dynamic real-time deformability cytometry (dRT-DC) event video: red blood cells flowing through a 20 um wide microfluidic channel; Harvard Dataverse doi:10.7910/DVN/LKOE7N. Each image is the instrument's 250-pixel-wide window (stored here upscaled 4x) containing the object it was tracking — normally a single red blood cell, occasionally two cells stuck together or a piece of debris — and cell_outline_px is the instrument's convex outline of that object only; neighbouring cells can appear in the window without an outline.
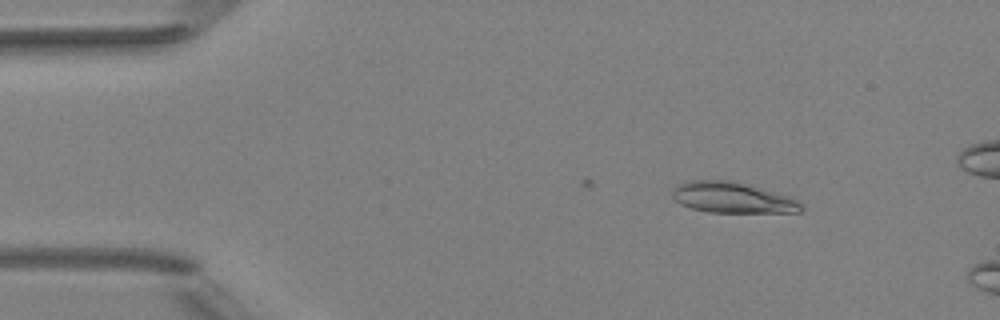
{"species": "Egyptian fruit bat (a non-hibernating species)", "species_latin": "Rousettus aegyptiacus", "temperature_condition": "room temperature", "stored_images_in_passage": 2, "camera_frame_rate_fps": 3000, "um_per_image_px": 0.085, "animal": {"sex": "female"}, "frame": {"image": 1, "passage_image": 2, "time_ms": 1.333, "image_size_px": [1000, 320], "cell_outline_px": [[804, 208], [800, 212], [708, 212], [692, 208], [680, 204], [672, 196], [672, 192], [676, 184], [688, 180], [736, 180], [792, 196], [800, 200], [804, 204]], "centroid_in_image_um": [62.32, 16.78], "position_along_channel_um": 22.7, "area_um2": 23.7}}